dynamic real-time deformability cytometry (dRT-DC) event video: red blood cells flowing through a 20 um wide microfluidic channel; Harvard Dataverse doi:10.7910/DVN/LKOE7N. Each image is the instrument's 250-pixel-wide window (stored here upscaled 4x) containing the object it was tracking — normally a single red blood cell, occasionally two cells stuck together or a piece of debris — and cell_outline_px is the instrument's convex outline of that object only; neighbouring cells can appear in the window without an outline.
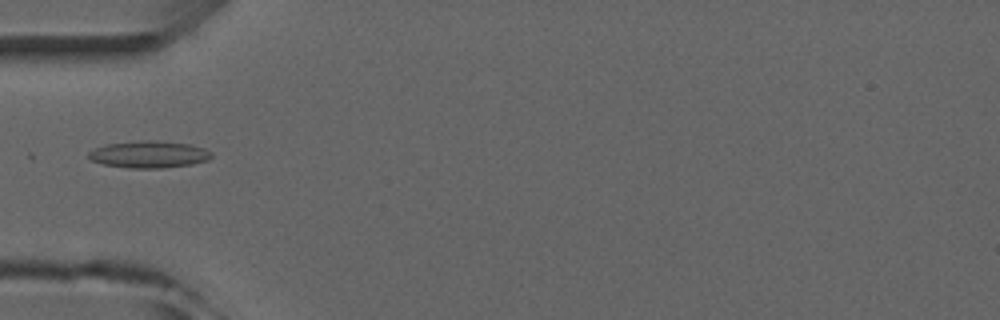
{"species": "common noctule bat (a hibernating species)", "species_latin": "Nyctalus noctula", "temperature_condition": "room temperature", "stored_images_in_passage": 5, "camera_frame_rate_fps": 3000, "um_per_image_px": 0.085, "animal": {"sex": "male", "forearm_length_mm": 52.5}, "frame": {"image": 1, "passage_image": 5, "time_ms": 4.667, "image_size_px": [1000, 320], "cell_outline_px": [[212, 156], [208, 160], [192, 164], [164, 168], [132, 168], [104, 164], [92, 160], [88, 156], [88, 152], [96, 148], [108, 144], [144, 140], [152, 140], [192, 144], [204, 148], [212, 152]], "centroid_in_image_um": [12.72, 13.12], "position_along_channel_um": 72.3, "area_um2": 19.19}}